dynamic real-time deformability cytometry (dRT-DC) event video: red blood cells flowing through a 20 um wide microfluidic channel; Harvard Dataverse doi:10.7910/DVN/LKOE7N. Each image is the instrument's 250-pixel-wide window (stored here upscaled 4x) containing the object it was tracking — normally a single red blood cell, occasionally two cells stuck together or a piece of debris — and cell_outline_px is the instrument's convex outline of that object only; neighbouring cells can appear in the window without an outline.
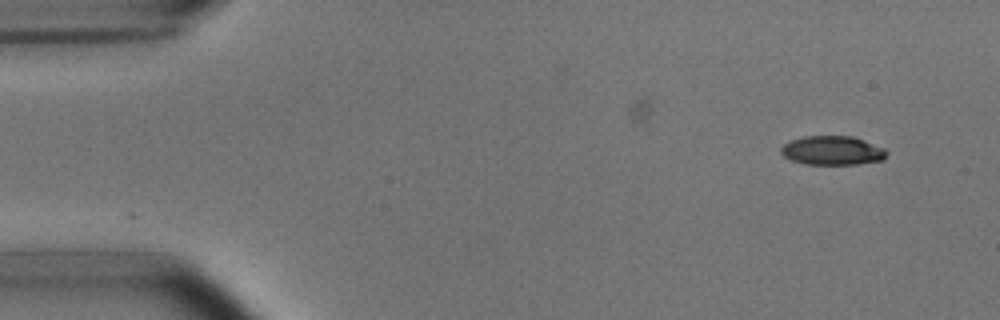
{"species": "common noctule bat (a hibernating species)", "species_latin": "Nyctalus noctula", "temperature_condition": "room temperature", "stored_images_in_passage": 11, "camera_frame_rate_fps": 3000, "um_per_image_px": 0.085, "animal": {"sex": "male", "body_mass_g": 15.6}, "frame": {"image": 1, "passage_image": 1, "time_ms": 0.0, "image_size_px": [1000, 320], "cell_outline_px": [[888, 152], [884, 160], [856, 164], [804, 164], [792, 160], [784, 156], [780, 152], [780, 148], [788, 140], [804, 136], [852, 136], [864, 140], [884, 148]], "centroid_in_image_um": [70.74, 12.79], "position_along_channel_um": 14.3, "area_um2": 17.98}}